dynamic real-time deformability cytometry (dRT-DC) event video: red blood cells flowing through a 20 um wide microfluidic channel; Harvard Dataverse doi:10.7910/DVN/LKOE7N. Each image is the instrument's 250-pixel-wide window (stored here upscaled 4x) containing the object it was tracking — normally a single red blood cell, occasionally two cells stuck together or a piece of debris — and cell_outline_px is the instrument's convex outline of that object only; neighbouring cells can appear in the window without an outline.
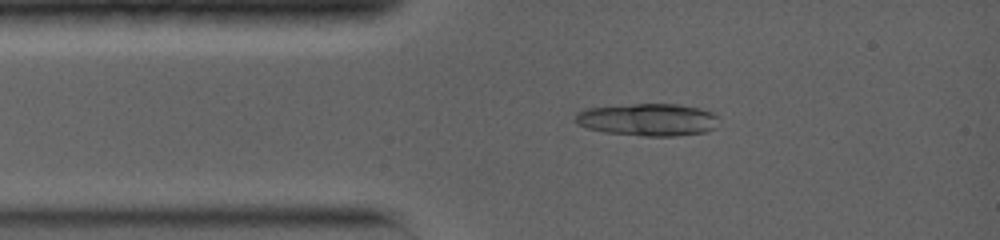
{"species": "common noctule bat (a hibernating species)", "species_latin": "Nyctalus noctula", "temperature_condition": "warm", "stored_images_in_passage": 4, "camera_frame_rate_fps": 5000, "um_per_image_px": 0.085, "animal": {"sex": "female", "body_mass_g": 19.0, "forearm_length_mm": 56.7}, "frame": {"image": 1, "passage_image": 3, "time_ms": 1.8, "image_size_px": [1000, 240], "cell_outline_px": [[720, 124], [716, 128], [704, 132], [676, 136], [644, 136], [604, 132], [588, 128], [576, 124], [572, 120], [576, 112], [584, 108], [632, 104], [680, 104], [700, 108], [712, 112], [716, 116]], "centroid_in_image_um": [55.05, 10.17], "position_along_channel_um": 30.0, "area_um2": 27.51}}